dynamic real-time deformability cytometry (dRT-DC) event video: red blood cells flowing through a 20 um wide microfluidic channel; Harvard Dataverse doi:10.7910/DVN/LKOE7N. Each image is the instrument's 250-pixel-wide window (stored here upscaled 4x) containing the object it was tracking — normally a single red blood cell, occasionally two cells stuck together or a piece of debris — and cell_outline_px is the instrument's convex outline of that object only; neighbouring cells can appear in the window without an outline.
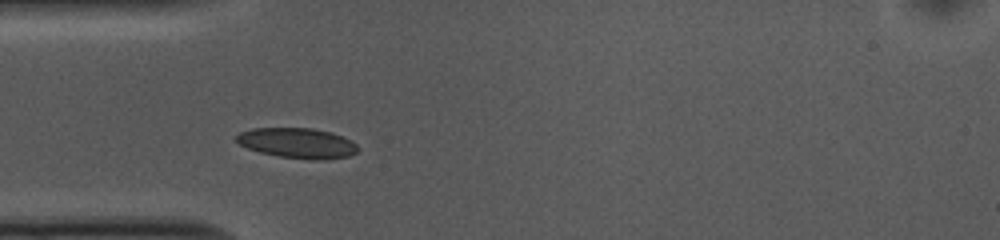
{"species": "common noctule bat (a hibernating species)", "species_latin": "Nyctalus noctula", "temperature_condition": "cold", "stored_images_in_passage": 24, "camera_frame_rate_fps": 3000, "um_per_image_px": 0.085, "animal": {"sex": "female", "body_mass_g": 10.0, "forearm_length_mm": 53.1}, "frame": {"image": 1, "passage_image": 1, "time_ms": 0.0, "image_size_px": [1000, 240], "cell_outline_px": [[360, 148], [356, 152], [348, 156], [324, 160], [312, 160], [280, 156], [260, 152], [248, 148], [240, 144], [236, 140], [236, 136], [240, 132], [252, 128], [312, 128], [332, 132], [356, 144]], "centroid_in_image_um": [25.28, 12.16], "position_along_channel_um": 59.7, "area_um2": 21.27}}
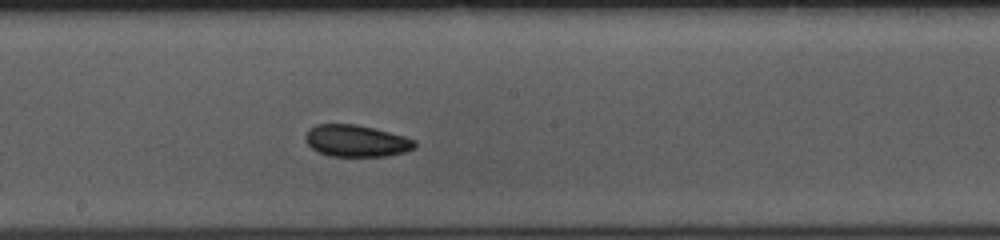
{"frame": {"image": 2, "passage_image": 14, "time_ms": 4.333, "image_size_px": [1000, 240], "cell_outline_px": [[416, 148], [404, 152], [384, 156], [328, 156], [312, 148], [304, 140], [304, 136], [308, 128], [316, 124], [356, 124], [404, 136], [416, 140]], "centroid_in_image_um": [30.26, 11.97], "position_along_channel_um": 217.9, "area_um2": 20.29}}
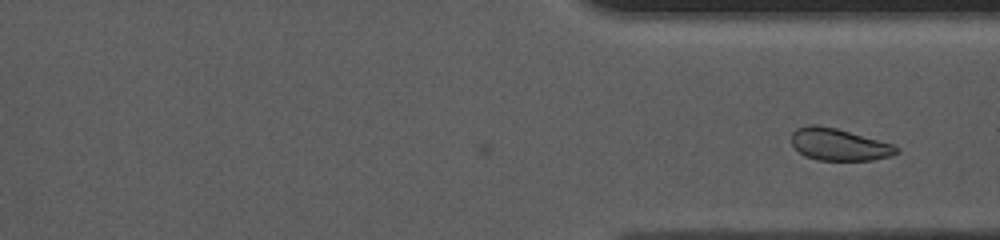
{"frame": {"image": 3, "passage_image": 24, "time_ms": 7.667, "image_size_px": [1000, 240], "cell_outline_px": [[900, 152], [892, 156], [872, 160], [816, 160], [804, 156], [792, 144], [792, 132], [796, 128], [808, 124], [820, 124], [836, 128], [892, 144], [900, 148]], "centroid_in_image_um": [71.3, 12.28], "position_along_channel_um": 340.1, "area_um2": 19.71}}